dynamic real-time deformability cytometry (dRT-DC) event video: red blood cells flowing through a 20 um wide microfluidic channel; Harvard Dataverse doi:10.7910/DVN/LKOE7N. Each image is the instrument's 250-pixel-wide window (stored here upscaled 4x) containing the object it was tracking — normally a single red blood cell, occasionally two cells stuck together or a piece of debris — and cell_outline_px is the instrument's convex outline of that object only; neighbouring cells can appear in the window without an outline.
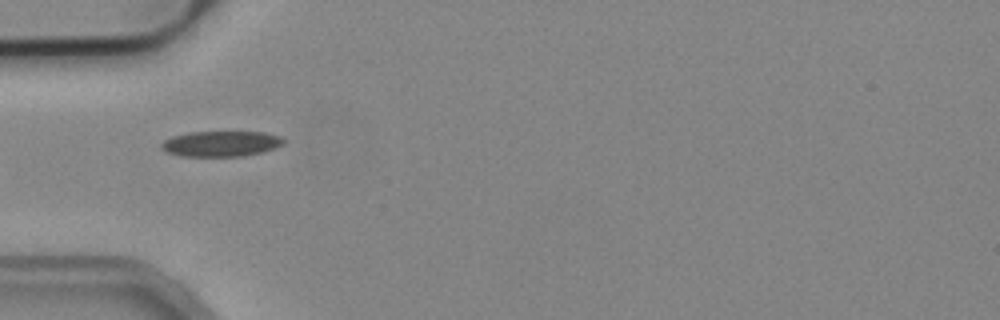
{"species": "common noctule bat (a hibernating species)", "species_latin": "Nyctalus noctula", "temperature_condition": "cold", "stored_images_in_passage": 3, "camera_frame_rate_fps": 3000, "um_per_image_px": 0.085, "animal": {"sex": "male", "body_mass_g": 19.2, "forearm_length_mm": 51.8}, "frame": {"image": 1, "passage_image": 3, "time_ms": 0.667, "image_size_px": [1000, 320], "cell_outline_px": [[284, 144], [276, 148], [264, 152], [244, 156], [180, 156], [164, 152], [160, 148], [160, 144], [164, 140], [172, 136], [188, 132], [264, 132], [280, 136], [284, 140]], "centroid_in_image_um": [18.77, 12.22], "position_along_channel_um": 66.2, "area_um2": 18.44}}